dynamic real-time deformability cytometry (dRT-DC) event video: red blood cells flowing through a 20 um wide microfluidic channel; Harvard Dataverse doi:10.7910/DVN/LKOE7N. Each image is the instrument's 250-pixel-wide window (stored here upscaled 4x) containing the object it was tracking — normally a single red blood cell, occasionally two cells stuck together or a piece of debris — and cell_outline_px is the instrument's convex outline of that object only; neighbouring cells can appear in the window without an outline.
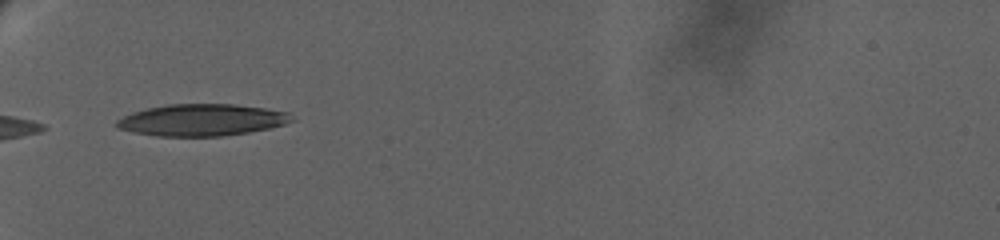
{"species": "human", "species_latin": "Homo sapiens", "temperature_condition": "warm", "stored_images_in_passage": 57, "camera_frame_rate_fps": 3000, "um_per_image_px": 0.085, "donor": {"sex": "female"}, "frame": {"image": 1, "passage_image": 1, "time_ms": 0.0, "image_size_px": [1000, 240], "cell_outline_px": [[296, 120], [284, 124], [268, 128], [248, 132], [220, 136], [156, 136], [132, 132], [116, 128], [116, 120], [132, 112], [148, 108], [168, 104], [236, 104], [264, 108], [288, 112]], "centroid_in_image_um": [17.14, 10.2], "position_along_channel_um": 67.9, "area_um2": 32.43}}
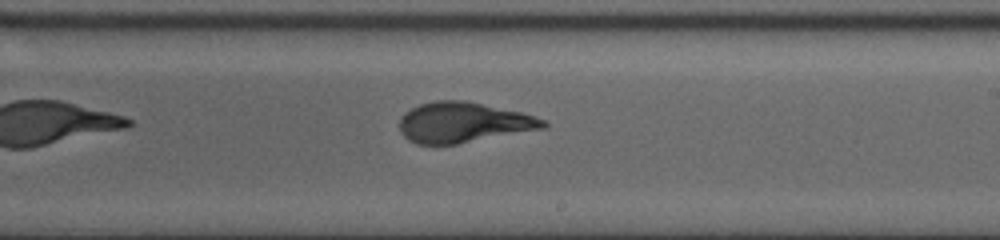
{"frame": {"image": 2, "passage_image": 28, "time_ms": 6.667, "image_size_px": [1000, 240], "cell_outline_px": [[548, 124], [544, 128], [456, 144], [416, 144], [408, 140], [400, 132], [400, 116], [404, 112], [420, 104], [436, 100], [464, 100], [520, 112], [544, 120]], "centroid_in_image_um": [39.32, 10.41], "position_along_channel_um": 249.7, "area_um2": 33.47}}
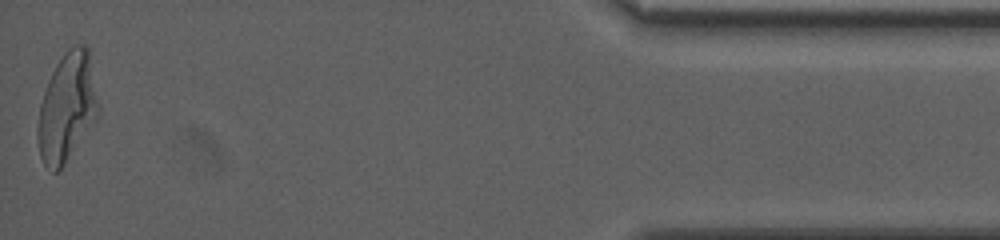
{"frame": {"image": 3, "passage_image": 57, "time_ms": 15.0, "image_size_px": [1000, 240], "cell_outline_px": [[100, 116], [60, 168], [56, 172], [52, 172], [44, 164], [40, 156], [36, 136], [36, 128], [40, 104], [48, 80], [56, 64], [64, 52], [72, 44], [84, 44], [88, 48], [100, 108]], "centroid_in_image_um": [5.7, 9.11], "position_along_channel_um": 429.5, "area_um2": 38.61}, "authors_computed_cell_mechanics": {"area_um2": 33.9286, "velocity_mm_per_s": 2.9151, "shape_relaxation_time_tau1_ms": 6.7189, "shape_relaxation_time_tau2_ms": 1.1194, "deformation_change_tau1": 0.2523, "deformation_change_tau2": 0.0813}}